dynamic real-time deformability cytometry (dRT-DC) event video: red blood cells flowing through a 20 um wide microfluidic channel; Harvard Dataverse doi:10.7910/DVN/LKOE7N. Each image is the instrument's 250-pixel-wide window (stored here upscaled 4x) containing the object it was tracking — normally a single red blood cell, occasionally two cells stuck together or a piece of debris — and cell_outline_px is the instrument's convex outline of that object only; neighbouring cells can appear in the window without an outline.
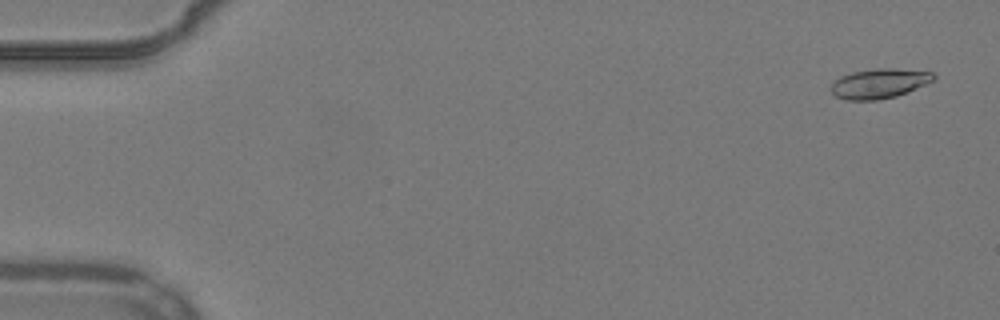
{"species": "common noctule bat (a hibernating species)", "species_latin": "Nyctalus noctula", "temperature_condition": "warm", "stored_images_in_passage": 54, "camera_frame_rate_fps": 3000, "um_per_image_px": 0.085, "animal": {"sex": "male", "body_mass_g": 19.2, "forearm_length_mm": 51.8}, "frame": {"image": 1, "passage_image": 3, "time_ms": 0.667, "image_size_px": [1000, 320], "cell_outline_px": [[936, 76], [932, 80], [924, 84], [896, 96], [876, 100], [848, 100], [836, 96], [828, 88], [832, 80], [840, 76], [852, 72], [876, 68], [896, 68], [932, 72]], "centroid_in_image_um": [74.65, 7.08], "position_along_channel_um": 10.3, "area_um2": 17.74}}
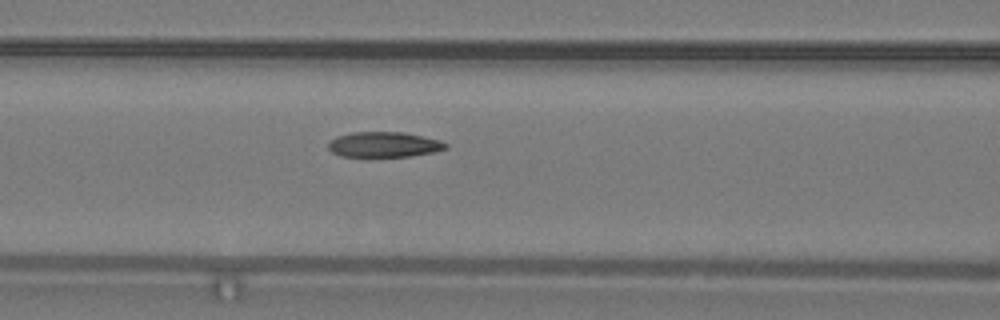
{"frame": {"image": 2, "passage_image": 24, "time_ms": 7.667, "image_size_px": [1000, 320], "cell_outline_px": [[448, 148], [436, 152], [408, 156], [368, 160], [340, 156], [332, 152], [328, 148], [328, 144], [336, 136], [352, 132], [404, 132], [440, 140], [448, 144]], "centroid_in_image_um": [32.6, 12.34], "position_along_channel_um": 134.0, "area_um2": 18.26}}
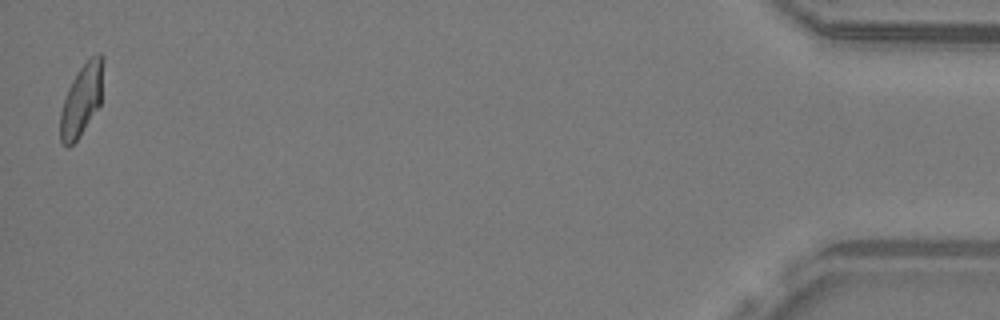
{"frame": {"image": 3, "passage_image": 54, "time_ms": 17.667, "image_size_px": [1000, 320], "cell_outline_px": [[104, 60], [100, 104], [80, 136], [68, 148], [64, 148], [60, 140], [60, 112], [68, 88], [76, 72], [96, 52], [100, 52], [104, 56]], "centroid_in_image_um": [6.93, 8.48], "position_along_channel_um": 428.3, "area_um2": 18.03}, "authors_computed_cell_mechanics": {"area_um2": 18.0336, "velocity_mm_per_s": 3.8859, "shape_relaxation_time_tau1_ms": 7.0568, "shape_relaxation_time_tau2_ms": 1.8915, "deformation_change_tau1": 0.2205, "deformation_change_tau2": 0.0615}}